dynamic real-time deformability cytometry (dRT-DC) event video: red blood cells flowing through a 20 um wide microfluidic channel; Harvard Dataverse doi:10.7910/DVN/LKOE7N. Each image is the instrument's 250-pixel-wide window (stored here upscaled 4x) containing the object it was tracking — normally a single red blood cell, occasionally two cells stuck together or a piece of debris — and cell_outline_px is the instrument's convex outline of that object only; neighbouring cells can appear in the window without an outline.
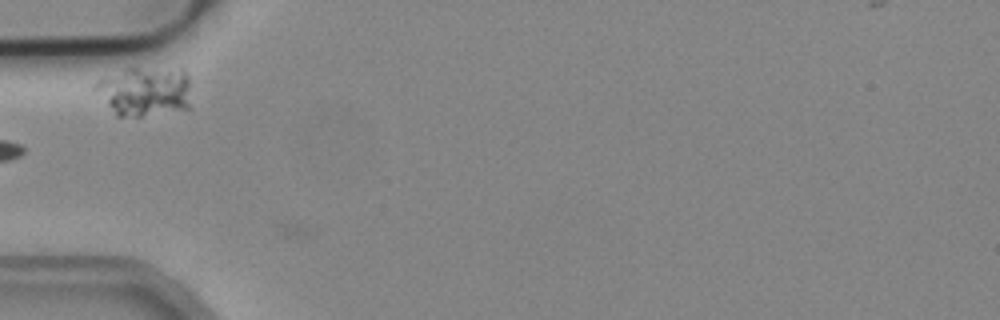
{"species": "common noctule bat (a hibernating species)", "species_latin": "Nyctalus noctula", "temperature_condition": "cold", "stored_images_in_passage": 3, "camera_frame_rate_fps": 3000, "um_per_image_px": 0.085, "animal": {"sex": "male", "body_mass_g": 19.2, "forearm_length_mm": 51.8}, "frame": {"image": 1, "passage_image": 3, "time_ms": 0.667, "image_size_px": [1000, 320], "cell_outline_px": [[188, 108], [140, 116], [116, 116], [92, 88], [96, 80], [104, 76], [128, 68], [184, 68], [188, 76]], "centroid_in_image_um": [12.24, 7.73], "position_along_channel_um": 72.8, "area_um2": 27.63}}